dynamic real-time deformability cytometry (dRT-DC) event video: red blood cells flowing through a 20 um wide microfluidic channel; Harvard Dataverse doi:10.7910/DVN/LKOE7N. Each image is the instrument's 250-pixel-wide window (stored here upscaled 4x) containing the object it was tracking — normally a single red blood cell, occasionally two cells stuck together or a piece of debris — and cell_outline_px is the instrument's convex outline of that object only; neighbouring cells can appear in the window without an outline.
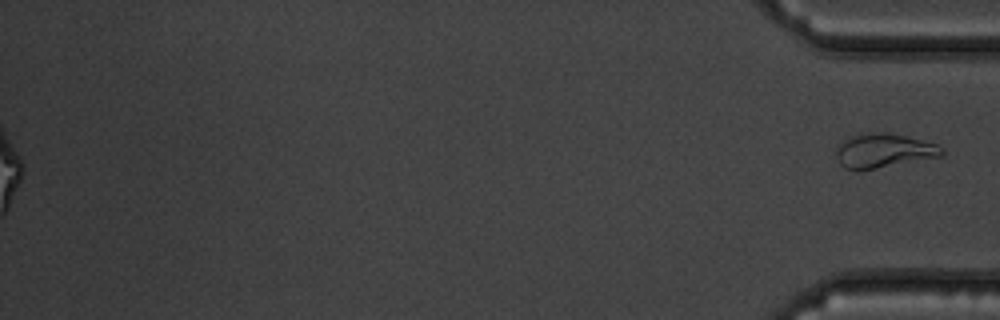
{"species": "common noctule bat (a hibernating species)", "species_latin": "Nyctalus noctula", "temperature_condition": "warm", "stored_images_in_passage": 49, "segment_of_instrument_passage": [2, 2], "camera_frame_rate_fps": 3000, "um_per_image_px": 0.085, "animal": {"sex": "male", "body_mass_g": 19.5, "forearm_length_mm": 54.6}, "frame": {"image": 1, "passage_image": 49, "time_ms": 16.0, "image_size_px": [1000, 320], "cell_outline_px": [[944, 156], [860, 172], [856, 172], [844, 168], [840, 164], [836, 156], [836, 148], [840, 140], [852, 136], [868, 132], [884, 132], [904, 136], [936, 144], [944, 148]], "centroid_in_image_um": [75.07, 12.84], "position_along_channel_um": 360.1, "area_um2": 21.62}}